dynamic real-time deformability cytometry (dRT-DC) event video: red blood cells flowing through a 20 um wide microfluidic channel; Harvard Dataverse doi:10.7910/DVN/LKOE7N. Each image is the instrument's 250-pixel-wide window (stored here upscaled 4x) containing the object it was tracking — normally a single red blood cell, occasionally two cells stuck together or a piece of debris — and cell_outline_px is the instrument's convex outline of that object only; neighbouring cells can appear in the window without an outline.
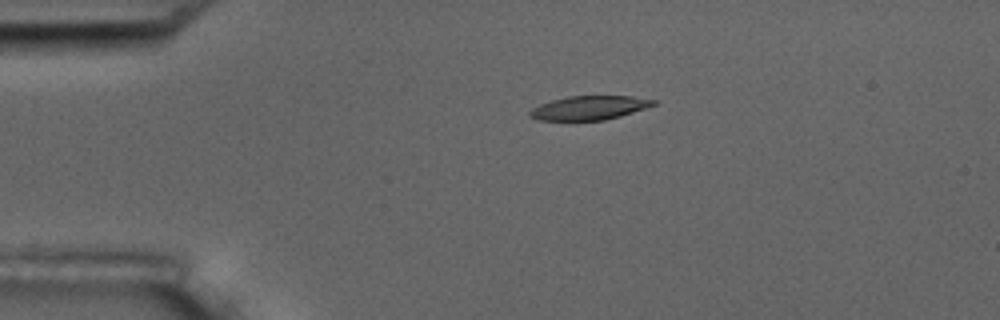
{"species": "common noctule bat (a hibernating species)", "species_latin": "Nyctalus noctula", "temperature_condition": "room temperature", "stored_images_in_passage": 3, "camera_frame_rate_fps": 3000, "um_per_image_px": 0.085, "animal": {"sex": "male", "body_mass_g": 17.5, "forearm_length_mm": 52.3}, "frame": {"image": 1, "passage_image": 2, "time_ms": 1.333, "image_size_px": [1000, 320], "cell_outline_px": [[656, 104], [620, 116], [604, 120], [536, 120], [528, 116], [528, 112], [532, 108], [540, 104], [552, 100], [568, 96], [632, 96], [656, 100]], "centroid_in_image_um": [50.04, 9.16], "position_along_channel_um": 35.0, "area_um2": 17.17}}